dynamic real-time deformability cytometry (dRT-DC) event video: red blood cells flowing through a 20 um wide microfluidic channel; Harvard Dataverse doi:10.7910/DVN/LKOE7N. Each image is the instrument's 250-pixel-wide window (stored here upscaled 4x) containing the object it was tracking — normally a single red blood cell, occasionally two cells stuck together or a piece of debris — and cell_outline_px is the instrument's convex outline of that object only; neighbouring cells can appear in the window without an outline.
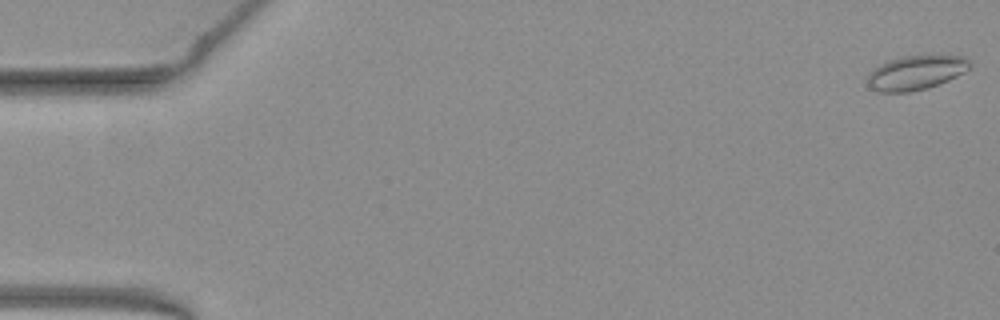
{"species": "common noctule bat (a hibernating species)", "species_latin": "Nyctalus noctula", "temperature_condition": "warm", "stored_images_in_passage": 15, "camera_frame_rate_fps": 3000, "um_per_image_px": 0.085, "animal": {"sex": "female", "body_mass_g": 19.3, "forearm_length_mm": 54.1}, "frame": {"image": 1, "passage_image": 1, "time_ms": 0.0, "image_size_px": [1000, 320], "cell_outline_px": [[972, 64], [964, 72], [948, 80], [928, 88], [912, 92], [876, 92], [868, 84], [868, 76], [872, 68], [888, 60], [900, 56], [964, 56]], "centroid_in_image_um": [77.82, 6.18], "position_along_channel_um": 7.2, "area_um2": 20.4}}